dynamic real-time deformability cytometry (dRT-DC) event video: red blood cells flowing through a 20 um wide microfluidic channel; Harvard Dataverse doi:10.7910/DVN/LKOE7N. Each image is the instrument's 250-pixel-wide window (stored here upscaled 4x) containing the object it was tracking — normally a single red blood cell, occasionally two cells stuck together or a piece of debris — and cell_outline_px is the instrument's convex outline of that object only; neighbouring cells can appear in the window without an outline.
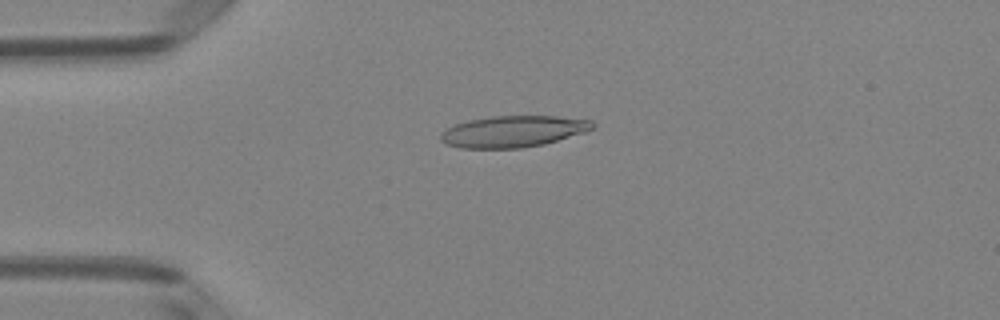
{"species": "Egyptian fruit bat (a non-hibernating species)", "species_latin": "Rousettus aegyptiacus", "temperature_condition": "room temperature", "stored_images_in_passage": 50, "camera_frame_rate_fps": 3000, "um_per_image_px": 0.085, "animal": {"sex": "female"}, "frame": {"image": 1, "passage_image": 12, "time_ms": 3.667, "image_size_px": [1000, 320], "cell_outline_px": [[596, 128], [584, 132], [544, 144], [520, 148], [460, 148], [444, 144], [440, 140], [440, 132], [456, 124], [468, 120], [492, 116], [556, 116], [592, 120], [596, 124]], "centroid_in_image_um": [43.61, 11.17], "position_along_channel_um": 41.4, "area_um2": 27.92}}
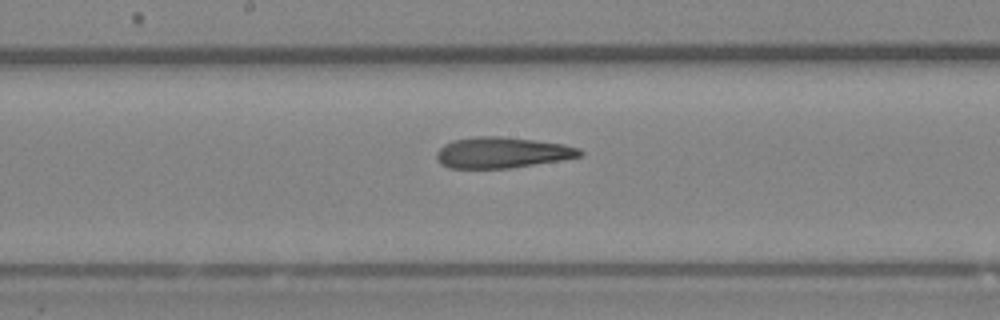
{"frame": {"image": 2, "passage_image": 26, "time_ms": 8.333, "image_size_px": [1000, 320], "cell_outline_px": [[584, 156], [560, 160], [508, 168], [448, 168], [440, 164], [436, 160], [436, 152], [444, 144], [452, 140], [476, 136], [500, 136], [564, 144], [580, 148], [584, 152]], "centroid_in_image_um": [42.66, 12.97], "position_along_channel_um": 205.5, "area_um2": 25.89}}
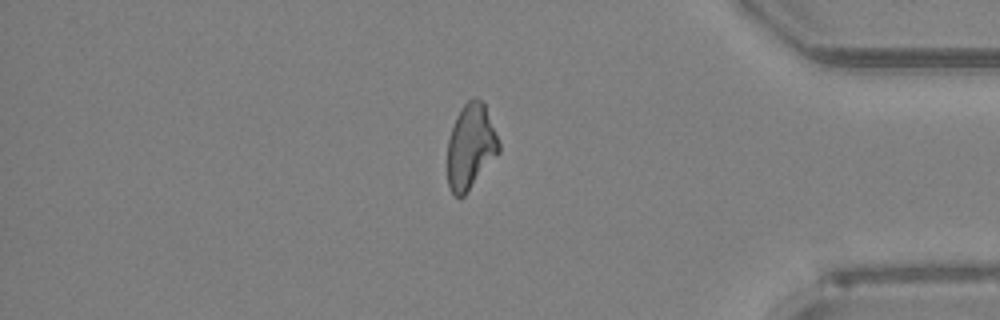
{"frame": {"image": 3, "passage_image": 42, "time_ms": 13.667, "image_size_px": [1000, 320], "cell_outline_px": [[500, 152], [464, 196], [456, 196], [452, 192], [448, 184], [448, 140], [456, 116], [460, 108], [468, 100], [480, 100], [484, 104], [500, 144]], "centroid_in_image_um": [40.0, 12.48], "position_along_channel_um": 395.2, "area_um2": 25.03}, "authors_computed_cell_mechanics": {"area_um2": 26.5302, "velocity_mm_per_s": 4.0788, "shape_relaxation_time_tau1_ms": null, "shape_relaxation_time_tau2_ms": 3.1289, "deformation_change_tau1": null, "deformation_change_tau2": 0.144}}